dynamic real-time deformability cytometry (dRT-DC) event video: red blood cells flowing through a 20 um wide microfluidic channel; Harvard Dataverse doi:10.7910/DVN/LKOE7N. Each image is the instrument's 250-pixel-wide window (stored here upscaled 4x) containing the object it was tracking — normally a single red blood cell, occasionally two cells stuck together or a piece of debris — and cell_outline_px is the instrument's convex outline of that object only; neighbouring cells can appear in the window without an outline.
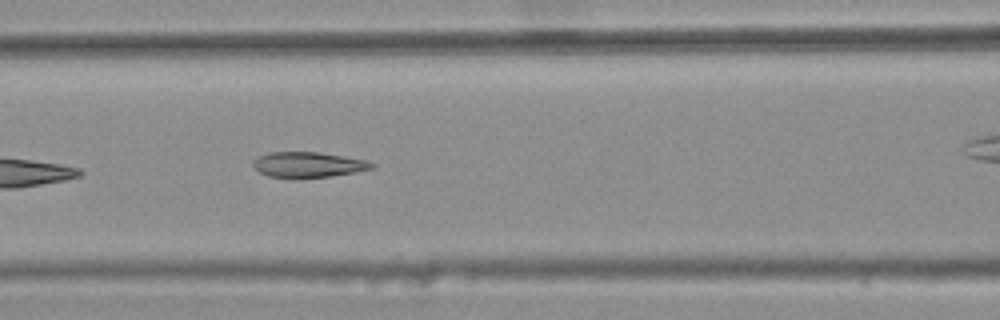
{"species": "common noctule bat (a hibernating species)", "species_latin": "Nyctalus noctula", "temperature_condition": "warm", "stored_images_in_passage": 10, "segment_of_instrument_passage": [1, 2], "camera_frame_rate_fps": 3000, "um_per_image_px": 0.085, "animal": {"sex": "female", "body_mass_g": 25.1}, "frame": {"image": 1, "passage_image": 7, "time_ms": 2.0, "image_size_px": [1000, 320], "cell_outline_px": [[376, 164], [372, 168], [332, 176], [268, 176], [260, 172], [252, 164], [256, 156], [268, 152], [320, 152], [368, 160]], "centroid_in_image_um": [26.2, 13.95], "position_along_channel_um": 140.4, "area_um2": 17.11}}
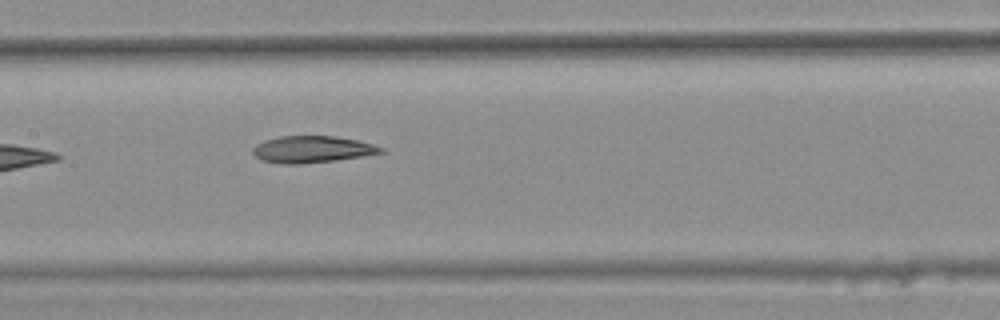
{"frame": {"image": 2, "passage_image": 9, "time_ms": 2.667, "image_size_px": [1000, 320], "cell_outline_px": [[384, 152], [336, 160], [300, 164], [280, 164], [260, 160], [252, 152], [252, 148], [256, 144], [264, 140], [280, 136], [332, 136], [356, 140], [372, 144], [384, 148]], "centroid_in_image_um": [26.46, 12.7], "position_along_channel_um": 180.9, "area_um2": 19.88}}